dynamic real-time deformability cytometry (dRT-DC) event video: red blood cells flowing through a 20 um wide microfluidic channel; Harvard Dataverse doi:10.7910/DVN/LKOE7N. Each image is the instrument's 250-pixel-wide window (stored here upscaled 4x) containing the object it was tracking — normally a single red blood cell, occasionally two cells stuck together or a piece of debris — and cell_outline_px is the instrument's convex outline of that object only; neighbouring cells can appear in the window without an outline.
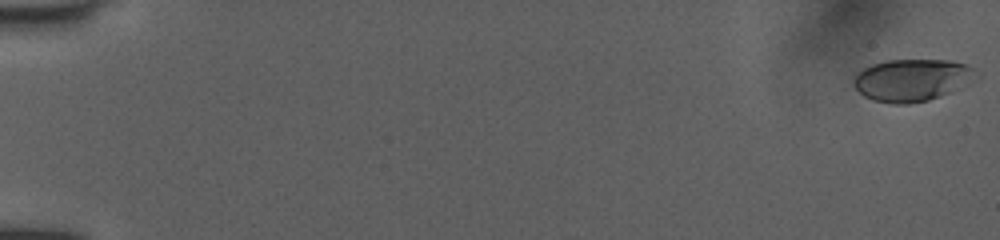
{"species": "human", "species_latin": "Homo sapiens", "temperature_condition": "room temperature", "stored_images_in_passage": 53, "camera_frame_rate_fps": 3000, "um_per_image_px": 0.085, "donor": {"sex": "female"}, "frame": {"image": 1, "passage_image": 1, "time_ms": 0.0, "image_size_px": [1000, 240], "cell_outline_px": [[972, 72], [948, 92], [940, 96], [928, 100], [908, 104], [892, 104], [872, 100], [864, 96], [852, 84], [852, 80], [864, 68], [872, 64], [888, 60], [948, 60], [968, 64], [972, 68]], "centroid_in_image_um": [77.33, 6.8], "position_along_channel_um": 7.7, "area_um2": 28.84}}
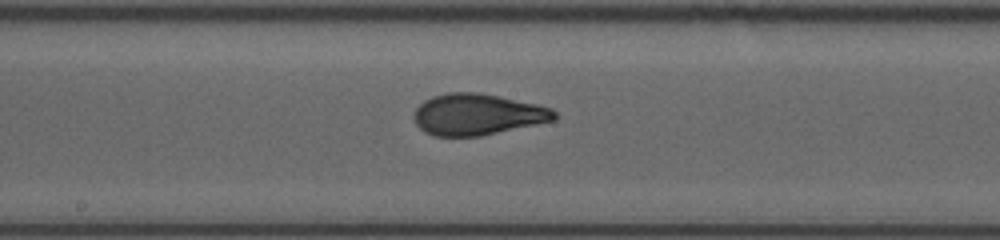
{"frame": {"image": 2, "passage_image": 30, "time_ms": 9.667, "image_size_px": [1000, 240], "cell_outline_px": [[556, 120], [480, 136], [436, 136], [424, 132], [416, 124], [416, 108], [424, 100], [432, 96], [448, 92], [480, 92], [536, 104], [552, 108], [556, 112]], "centroid_in_image_um": [40.59, 9.72], "position_along_channel_um": 207.6, "area_um2": 33.64}}
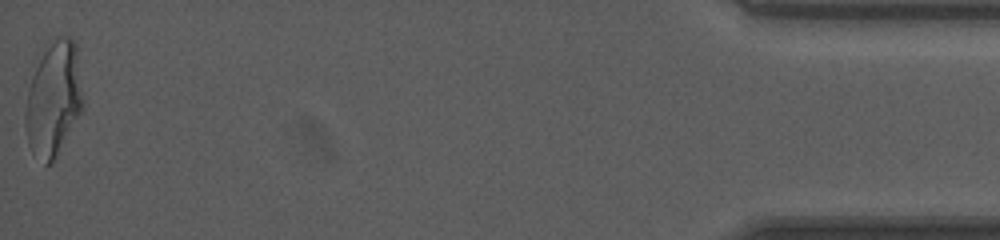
{"frame": {"image": 3, "passage_image": 53, "time_ms": 17.333, "image_size_px": [1000, 240], "cell_outline_px": [[84, 104], [80, 112], [52, 164], [44, 164], [32, 152], [28, 144], [24, 124], [24, 112], [28, 92], [36, 68], [44, 52], [60, 36], [68, 36], [76, 44]], "centroid_in_image_um": [4.55, 8.48], "position_along_channel_um": 430.6, "area_um2": 37.57}, "authors_computed_cell_mechanics": {"area_um2": 33.1194, "velocity_mm_per_s": 4.0224, "shape_relaxation_time_tau1_ms": 8.0217, "shape_relaxation_time_tau2_ms": 0.6589, "deformation_change_tau1": 0.2543, "deformation_change_tau2": 0.0676}}